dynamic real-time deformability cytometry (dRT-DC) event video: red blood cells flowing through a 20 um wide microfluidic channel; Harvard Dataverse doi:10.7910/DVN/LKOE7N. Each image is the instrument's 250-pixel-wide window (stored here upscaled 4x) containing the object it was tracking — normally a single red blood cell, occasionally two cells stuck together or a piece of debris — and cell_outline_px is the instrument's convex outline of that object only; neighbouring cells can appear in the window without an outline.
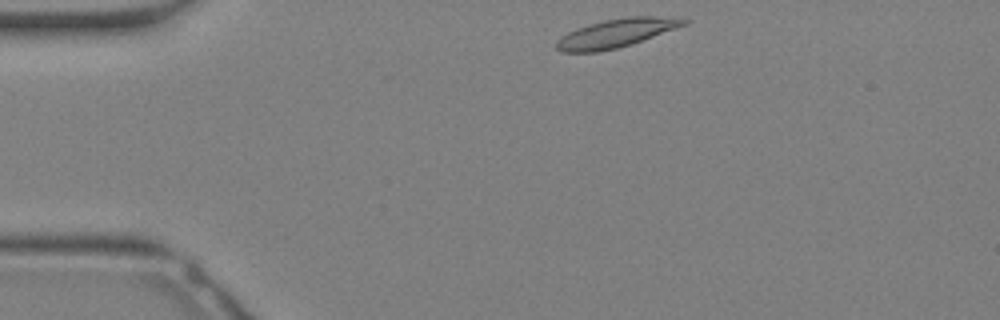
{"species": "Egyptian fruit bat (a non-hibernating species)", "species_latin": "Rousettus aegyptiacus", "temperature_condition": "warm", "stored_images_in_passage": 27, "camera_frame_rate_fps": 3000, "um_per_image_px": 0.085, "animal": {"sex": "female"}, "frame": {"image": 1, "passage_image": 1, "time_ms": 0.0, "image_size_px": [1000, 320], "cell_outline_px": [[688, 24], [616, 48], [596, 52], [560, 52], [556, 48], [556, 40], [560, 36], [576, 28], [588, 24], [604, 20], [628, 16], [680, 16], [688, 20]], "centroid_in_image_um": [52.37, 2.79], "position_along_channel_um": 32.6, "area_um2": 21.15}}
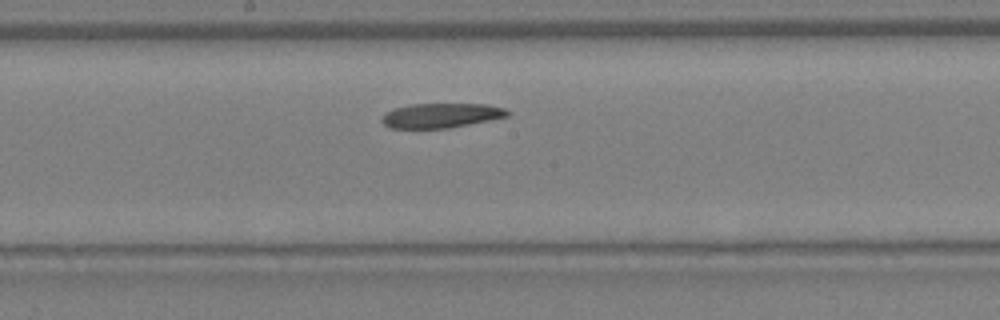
{"frame": {"image": 2, "passage_image": 12, "time_ms": 3.667, "image_size_px": [1000, 320], "cell_outline_px": [[512, 112], [508, 116], [448, 128], [392, 128], [384, 124], [380, 120], [384, 112], [392, 108], [408, 104], [488, 104], [508, 108]], "centroid_in_image_um": [37.49, 9.8], "position_along_channel_um": 210.7, "area_um2": 18.21}}
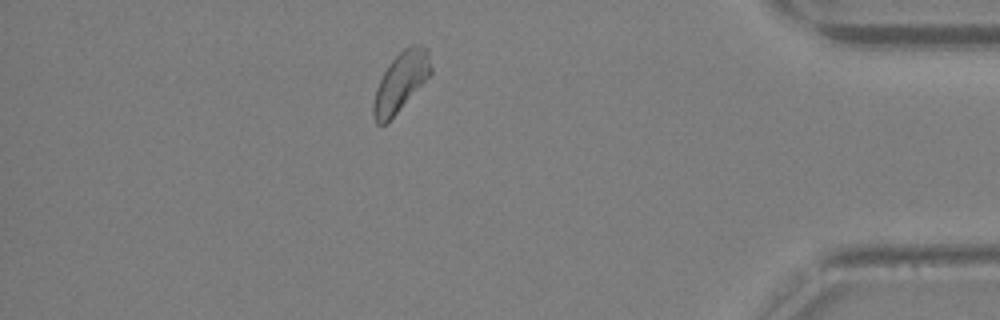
{"frame": {"image": 3, "passage_image": 23, "time_ms": 7.333, "image_size_px": [1000, 320], "cell_outline_px": [[432, 72], [396, 112], [384, 124], [376, 124], [372, 112], [372, 104], [376, 88], [388, 64], [404, 48], [412, 44], [416, 44], [428, 48], [432, 68]], "centroid_in_image_um": [34.05, 6.91], "position_along_channel_um": 401.1, "area_um2": 19.31}}